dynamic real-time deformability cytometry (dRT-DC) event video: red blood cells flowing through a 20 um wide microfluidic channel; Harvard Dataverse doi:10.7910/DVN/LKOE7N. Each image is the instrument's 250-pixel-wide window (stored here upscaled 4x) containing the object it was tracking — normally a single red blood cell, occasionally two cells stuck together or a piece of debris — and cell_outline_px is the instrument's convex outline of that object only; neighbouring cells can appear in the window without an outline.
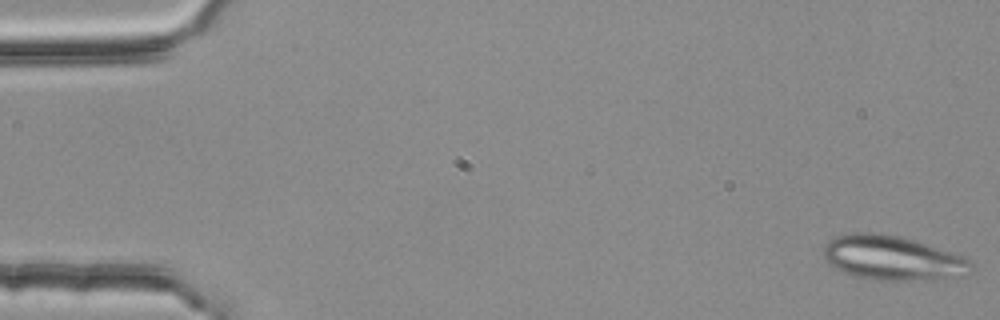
{"species": "common noctule bat (a hibernating species)", "species_latin": "Nyctalus noctula", "temperature_condition": "room temperature", "stored_images_in_passage": 5, "camera_frame_rate_fps": 3000, "um_per_image_px": 0.085, "animal": {"sex": "female", "body_mass_g": 25.1}, "frame": {"image": 1, "passage_image": 1, "time_ms": 0.0, "image_size_px": [1000, 320], "cell_outline_px": [[972, 264], [964, 276], [912, 280], [872, 280], [856, 276], [844, 272], [828, 264], [824, 260], [824, 244], [828, 240], [836, 236], [852, 232], [880, 232], [900, 236], [964, 256], [972, 260]], "centroid_in_image_um": [75.81, 21.91], "position_along_channel_um": 9.2, "area_um2": 38.21}}